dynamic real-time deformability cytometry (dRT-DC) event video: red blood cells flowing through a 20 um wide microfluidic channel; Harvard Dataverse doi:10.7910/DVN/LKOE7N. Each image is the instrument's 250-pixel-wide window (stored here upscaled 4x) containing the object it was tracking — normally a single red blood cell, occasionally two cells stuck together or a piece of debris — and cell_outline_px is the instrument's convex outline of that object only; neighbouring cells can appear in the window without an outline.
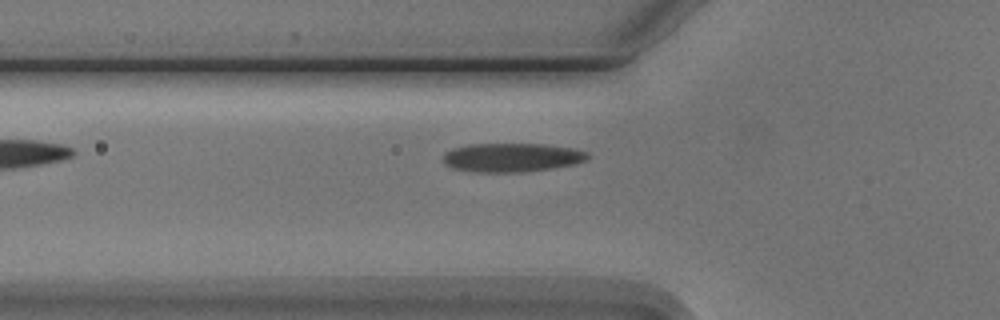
{"species": "Egyptian fruit bat (a non-hibernating species)", "species_latin": "Rousettus aegyptiacus", "temperature_condition": "cold", "stored_images_in_passage": 6, "camera_frame_rate_fps": 3000, "um_per_image_px": 0.085, "animal": {"sex": "male"}, "frame": {"image": 1, "passage_image": 6, "time_ms": 6.0, "image_size_px": [1000, 320], "cell_outline_px": [[592, 156], [588, 160], [576, 164], [552, 168], [520, 172], [476, 172], [452, 168], [444, 164], [444, 152], [452, 148], [468, 144], [544, 144], [572, 148], [588, 152]], "centroid_in_image_um": [43.53, 13.38], "position_along_channel_um": 82.3, "area_um2": 24.51}}